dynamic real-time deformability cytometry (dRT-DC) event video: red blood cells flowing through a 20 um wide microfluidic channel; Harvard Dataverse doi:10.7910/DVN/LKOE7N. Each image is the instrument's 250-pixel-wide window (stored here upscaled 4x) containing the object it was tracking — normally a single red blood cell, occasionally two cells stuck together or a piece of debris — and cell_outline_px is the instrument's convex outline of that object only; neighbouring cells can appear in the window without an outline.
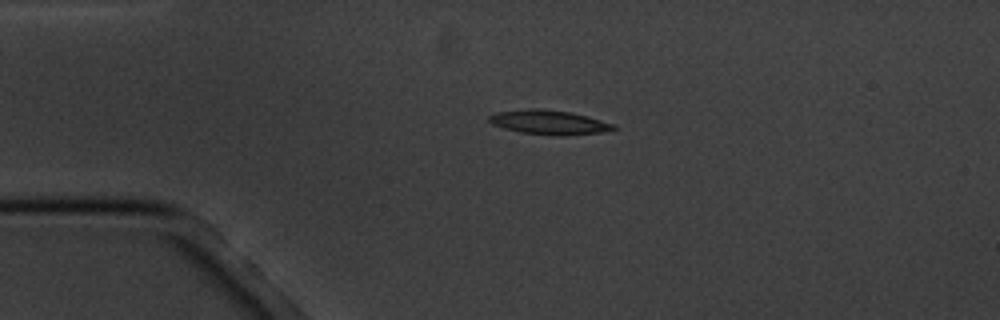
{"species": "common noctule bat (a hibernating species)", "species_latin": "Nyctalus noctula", "temperature_condition": "cold", "stored_images_in_passage": 2, "camera_frame_rate_fps": 3000, "um_per_image_px": 0.085, "animal": {"sex": "male", "body_mass_g": 20.1, "forearm_length_mm": 53.5}, "frame": {"image": 1, "passage_image": 1, "time_ms": 0.0, "image_size_px": [1000, 320], "cell_outline_px": [[616, 128], [600, 132], [564, 136], [556, 136], [520, 132], [504, 128], [492, 124], [488, 120], [488, 116], [496, 112], [532, 108], [540, 108], [572, 112], [588, 116], [616, 124]], "centroid_in_image_um": [46.67, 10.39], "position_along_channel_um": 38.3, "area_um2": 17.74}}